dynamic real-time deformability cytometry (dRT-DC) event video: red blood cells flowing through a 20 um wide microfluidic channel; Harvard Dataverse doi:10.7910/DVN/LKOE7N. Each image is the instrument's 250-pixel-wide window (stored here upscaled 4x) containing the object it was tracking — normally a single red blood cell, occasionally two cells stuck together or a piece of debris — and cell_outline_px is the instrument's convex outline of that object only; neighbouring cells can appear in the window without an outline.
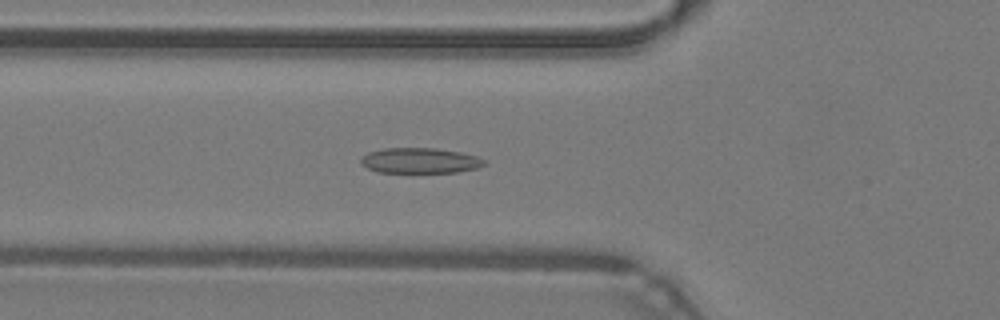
{"species": "common noctule bat (a hibernating species)", "species_latin": "Nyctalus noctula", "temperature_condition": "warm", "stored_images_in_passage": 49, "camera_frame_rate_fps": 3000, "um_per_image_px": 0.085, "animal": {"sex": "male", "body_mass_g": 19.2, "forearm_length_mm": 51.8}, "frame": {"image": 1, "passage_image": 18, "time_ms": 5.667, "image_size_px": [1000, 320], "cell_outline_px": [[488, 164], [480, 168], [456, 172], [376, 172], [360, 164], [360, 160], [368, 152], [384, 148], [436, 148], [460, 152], [476, 156], [484, 160]], "centroid_in_image_um": [35.72, 13.65], "position_along_channel_um": 90.1, "area_um2": 18.32}}
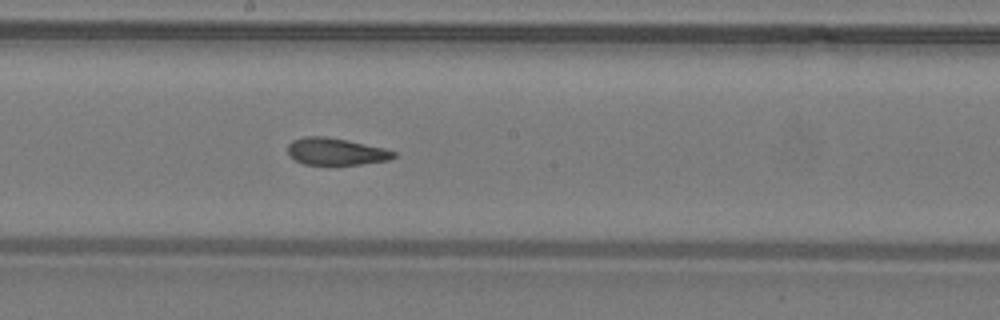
{"frame": {"image": 2, "passage_image": 27, "time_ms": 8.667, "image_size_px": [1000, 320], "cell_outline_px": [[396, 156], [388, 160], [336, 168], [328, 168], [304, 164], [288, 156], [288, 144], [292, 140], [304, 136], [324, 136], [348, 140], [384, 148], [396, 152]], "centroid_in_image_um": [28.52, 12.93], "position_along_channel_um": 219.7, "area_um2": 17.63}}
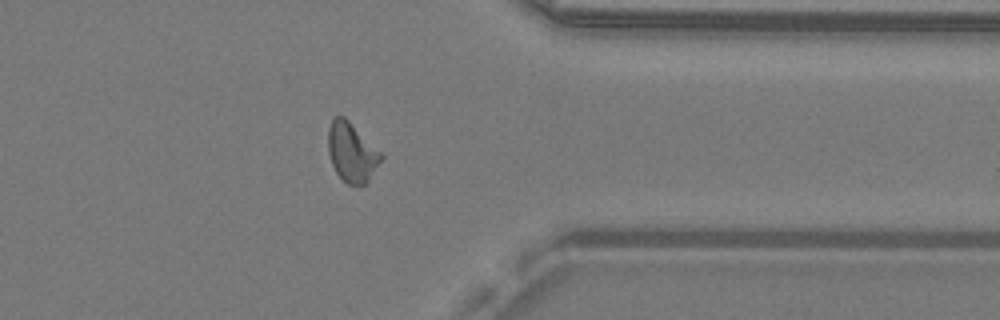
{"frame": {"image": 3, "passage_image": 39, "time_ms": 12.667, "image_size_px": [1000, 320], "cell_outline_px": [[384, 156], [368, 180], [364, 184], [348, 184], [336, 172], [332, 164], [328, 152], [328, 128], [332, 120], [336, 116], [344, 116]], "centroid_in_image_um": [29.88, 12.93], "position_along_channel_um": 381.5, "area_um2": 17.8}, "authors_computed_cell_mechanics": {"area_um2": 17.9758, "velocity_mm_per_s": 4.2999, "shape_relaxation_time_tau1_ms": null, "shape_relaxation_time_tau2_ms": 2.2422, "deformation_change_tau1": null, "deformation_change_tau2": 0.0775}}